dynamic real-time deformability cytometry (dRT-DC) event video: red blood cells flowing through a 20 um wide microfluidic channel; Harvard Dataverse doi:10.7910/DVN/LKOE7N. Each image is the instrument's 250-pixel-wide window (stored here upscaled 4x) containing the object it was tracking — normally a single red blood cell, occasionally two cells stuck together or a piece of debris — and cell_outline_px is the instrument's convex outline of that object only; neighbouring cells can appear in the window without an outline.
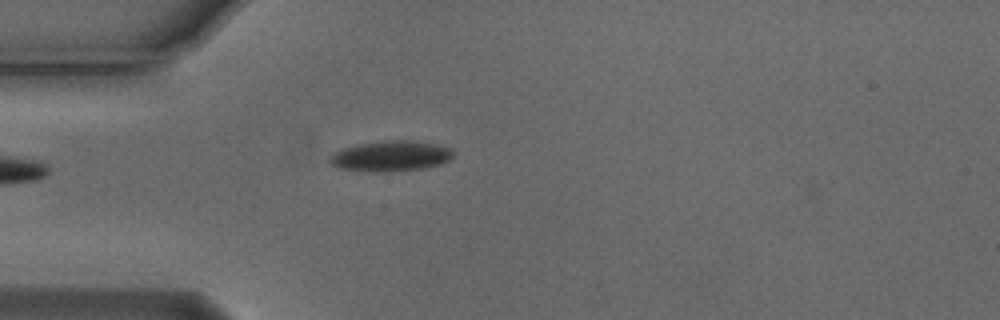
{"species": "Egyptian fruit bat (a non-hibernating species)", "species_latin": "Rousettus aegyptiacus", "temperature_condition": "cold", "stored_images_in_passage": 1, "camera_frame_rate_fps": 3000, "um_per_image_px": 0.085, "animal": {"sex": "male"}, "frame": {"image": 1, "passage_image": 1, "time_ms": 0.0, "image_size_px": [1000, 320], "cell_outline_px": [[452, 156], [448, 160], [440, 164], [424, 168], [388, 172], [372, 172], [336, 168], [328, 160], [328, 156], [344, 148], [356, 144], [380, 140], [416, 140], [440, 144], [452, 148]], "centroid_in_image_um": [33.2, 13.25], "position_along_channel_um": 51.8, "area_um2": 22.37}}